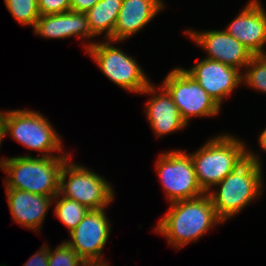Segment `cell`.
Wrapping results in <instances>:
<instances>
[{
    "label": "cell",
    "instance_id": "6da1fadb",
    "mask_svg": "<svg viewBox=\"0 0 266 266\" xmlns=\"http://www.w3.org/2000/svg\"><path fill=\"white\" fill-rule=\"evenodd\" d=\"M223 223L207 193L193 199L170 203L169 211L159 220L156 232L174 248L184 247L202 237L212 226Z\"/></svg>",
    "mask_w": 266,
    "mask_h": 266
},
{
    "label": "cell",
    "instance_id": "7a4b0ae2",
    "mask_svg": "<svg viewBox=\"0 0 266 266\" xmlns=\"http://www.w3.org/2000/svg\"><path fill=\"white\" fill-rule=\"evenodd\" d=\"M260 157L248 150V157L208 191L218 218L224 222L241 212L250 202L261 196L263 190Z\"/></svg>",
    "mask_w": 266,
    "mask_h": 266
},
{
    "label": "cell",
    "instance_id": "3957f363",
    "mask_svg": "<svg viewBox=\"0 0 266 266\" xmlns=\"http://www.w3.org/2000/svg\"><path fill=\"white\" fill-rule=\"evenodd\" d=\"M61 155V156H60ZM32 157L30 155L0 158V169L6 176L5 189L24 190L30 193L55 197L59 193L60 173L70 155Z\"/></svg>",
    "mask_w": 266,
    "mask_h": 266
},
{
    "label": "cell",
    "instance_id": "277c9868",
    "mask_svg": "<svg viewBox=\"0 0 266 266\" xmlns=\"http://www.w3.org/2000/svg\"><path fill=\"white\" fill-rule=\"evenodd\" d=\"M200 148L190 156L197 181L205 193L221 182L248 157L245 143L228 134H220V136L209 139Z\"/></svg>",
    "mask_w": 266,
    "mask_h": 266
},
{
    "label": "cell",
    "instance_id": "5b68a950",
    "mask_svg": "<svg viewBox=\"0 0 266 266\" xmlns=\"http://www.w3.org/2000/svg\"><path fill=\"white\" fill-rule=\"evenodd\" d=\"M0 119L4 128V136L9 134L14 140L44 154L40 157H54L53 151L62 152V141L47 118L32 110L1 111Z\"/></svg>",
    "mask_w": 266,
    "mask_h": 266
},
{
    "label": "cell",
    "instance_id": "8992f818",
    "mask_svg": "<svg viewBox=\"0 0 266 266\" xmlns=\"http://www.w3.org/2000/svg\"><path fill=\"white\" fill-rule=\"evenodd\" d=\"M69 160L64 163L60 173L59 194L81 203L89 210L106 208L115 198L110 183L88 168Z\"/></svg>",
    "mask_w": 266,
    "mask_h": 266
},
{
    "label": "cell",
    "instance_id": "52a82bcc",
    "mask_svg": "<svg viewBox=\"0 0 266 266\" xmlns=\"http://www.w3.org/2000/svg\"><path fill=\"white\" fill-rule=\"evenodd\" d=\"M111 43V40L86 43V51L109 80L127 91L141 94L151 83L144 70L133 57Z\"/></svg>",
    "mask_w": 266,
    "mask_h": 266
},
{
    "label": "cell",
    "instance_id": "ba28073f",
    "mask_svg": "<svg viewBox=\"0 0 266 266\" xmlns=\"http://www.w3.org/2000/svg\"><path fill=\"white\" fill-rule=\"evenodd\" d=\"M156 169L170 203L205 194L197 181L190 153L181 150L161 153Z\"/></svg>",
    "mask_w": 266,
    "mask_h": 266
},
{
    "label": "cell",
    "instance_id": "9c48e42d",
    "mask_svg": "<svg viewBox=\"0 0 266 266\" xmlns=\"http://www.w3.org/2000/svg\"><path fill=\"white\" fill-rule=\"evenodd\" d=\"M162 86L171 95L186 124L194 116L211 117L219 114L221 107L184 68L171 70Z\"/></svg>",
    "mask_w": 266,
    "mask_h": 266
},
{
    "label": "cell",
    "instance_id": "30bf717a",
    "mask_svg": "<svg viewBox=\"0 0 266 266\" xmlns=\"http://www.w3.org/2000/svg\"><path fill=\"white\" fill-rule=\"evenodd\" d=\"M110 223L106 217L105 208L89 210L81 222L70 232L72 240L65 241L79 257L100 259L103 249L109 239Z\"/></svg>",
    "mask_w": 266,
    "mask_h": 266
},
{
    "label": "cell",
    "instance_id": "8fae6325",
    "mask_svg": "<svg viewBox=\"0 0 266 266\" xmlns=\"http://www.w3.org/2000/svg\"><path fill=\"white\" fill-rule=\"evenodd\" d=\"M197 45L207 52V59L241 70L251 61L254 55L242 43L229 35L225 30H207L196 32L186 30ZM241 68V69H240Z\"/></svg>",
    "mask_w": 266,
    "mask_h": 266
},
{
    "label": "cell",
    "instance_id": "7c38bea8",
    "mask_svg": "<svg viewBox=\"0 0 266 266\" xmlns=\"http://www.w3.org/2000/svg\"><path fill=\"white\" fill-rule=\"evenodd\" d=\"M221 107L224 97L242 82V72L219 61L204 58L190 69H184Z\"/></svg>",
    "mask_w": 266,
    "mask_h": 266
},
{
    "label": "cell",
    "instance_id": "4fadbf2b",
    "mask_svg": "<svg viewBox=\"0 0 266 266\" xmlns=\"http://www.w3.org/2000/svg\"><path fill=\"white\" fill-rule=\"evenodd\" d=\"M225 31L249 49L254 56L266 55V10L259 0H250Z\"/></svg>",
    "mask_w": 266,
    "mask_h": 266
},
{
    "label": "cell",
    "instance_id": "5bb4252c",
    "mask_svg": "<svg viewBox=\"0 0 266 266\" xmlns=\"http://www.w3.org/2000/svg\"><path fill=\"white\" fill-rule=\"evenodd\" d=\"M159 90L160 92L157 93ZM156 92V93H155ZM150 94L152 97L147 101L146 117L157 137L179 131L187 124L182 120L178 107L173 102L167 90L160 86L159 89L150 83L141 94ZM152 93V94H151Z\"/></svg>",
    "mask_w": 266,
    "mask_h": 266
},
{
    "label": "cell",
    "instance_id": "9a60e30c",
    "mask_svg": "<svg viewBox=\"0 0 266 266\" xmlns=\"http://www.w3.org/2000/svg\"><path fill=\"white\" fill-rule=\"evenodd\" d=\"M12 218L26 229L39 231L54 197L5 189Z\"/></svg>",
    "mask_w": 266,
    "mask_h": 266
},
{
    "label": "cell",
    "instance_id": "2e32d148",
    "mask_svg": "<svg viewBox=\"0 0 266 266\" xmlns=\"http://www.w3.org/2000/svg\"><path fill=\"white\" fill-rule=\"evenodd\" d=\"M164 5L162 0H123L113 31V43L139 32L165 8Z\"/></svg>",
    "mask_w": 266,
    "mask_h": 266
},
{
    "label": "cell",
    "instance_id": "e0dca14e",
    "mask_svg": "<svg viewBox=\"0 0 266 266\" xmlns=\"http://www.w3.org/2000/svg\"><path fill=\"white\" fill-rule=\"evenodd\" d=\"M34 33L48 39H65L72 36L90 39L95 36L86 14L73 10L60 14L40 15Z\"/></svg>",
    "mask_w": 266,
    "mask_h": 266
},
{
    "label": "cell",
    "instance_id": "ac0fdd59",
    "mask_svg": "<svg viewBox=\"0 0 266 266\" xmlns=\"http://www.w3.org/2000/svg\"><path fill=\"white\" fill-rule=\"evenodd\" d=\"M122 2L123 0H99L85 13L95 36L104 32V38L113 42V31Z\"/></svg>",
    "mask_w": 266,
    "mask_h": 266
},
{
    "label": "cell",
    "instance_id": "d6986e66",
    "mask_svg": "<svg viewBox=\"0 0 266 266\" xmlns=\"http://www.w3.org/2000/svg\"><path fill=\"white\" fill-rule=\"evenodd\" d=\"M57 200V201H56ZM55 201V215L68 228L69 233L81 222L89 209L75 200L57 194Z\"/></svg>",
    "mask_w": 266,
    "mask_h": 266
},
{
    "label": "cell",
    "instance_id": "ffe728a7",
    "mask_svg": "<svg viewBox=\"0 0 266 266\" xmlns=\"http://www.w3.org/2000/svg\"><path fill=\"white\" fill-rule=\"evenodd\" d=\"M10 14L23 26H33L40 16L37 0H4Z\"/></svg>",
    "mask_w": 266,
    "mask_h": 266
},
{
    "label": "cell",
    "instance_id": "44dd1931",
    "mask_svg": "<svg viewBox=\"0 0 266 266\" xmlns=\"http://www.w3.org/2000/svg\"><path fill=\"white\" fill-rule=\"evenodd\" d=\"M246 67V72H242V83L266 93V55L254 56Z\"/></svg>",
    "mask_w": 266,
    "mask_h": 266
},
{
    "label": "cell",
    "instance_id": "7402d4cb",
    "mask_svg": "<svg viewBox=\"0 0 266 266\" xmlns=\"http://www.w3.org/2000/svg\"><path fill=\"white\" fill-rule=\"evenodd\" d=\"M52 251L49 248L48 266H78L83 261L65 241Z\"/></svg>",
    "mask_w": 266,
    "mask_h": 266
},
{
    "label": "cell",
    "instance_id": "603a6c76",
    "mask_svg": "<svg viewBox=\"0 0 266 266\" xmlns=\"http://www.w3.org/2000/svg\"><path fill=\"white\" fill-rule=\"evenodd\" d=\"M40 15L60 14L71 10L70 0H37Z\"/></svg>",
    "mask_w": 266,
    "mask_h": 266
},
{
    "label": "cell",
    "instance_id": "cb8c5ba5",
    "mask_svg": "<svg viewBox=\"0 0 266 266\" xmlns=\"http://www.w3.org/2000/svg\"><path fill=\"white\" fill-rule=\"evenodd\" d=\"M49 247L43 245L23 266H48Z\"/></svg>",
    "mask_w": 266,
    "mask_h": 266
},
{
    "label": "cell",
    "instance_id": "d4e9b609",
    "mask_svg": "<svg viewBox=\"0 0 266 266\" xmlns=\"http://www.w3.org/2000/svg\"><path fill=\"white\" fill-rule=\"evenodd\" d=\"M99 0H70L71 10L86 13L91 9Z\"/></svg>",
    "mask_w": 266,
    "mask_h": 266
},
{
    "label": "cell",
    "instance_id": "484cf974",
    "mask_svg": "<svg viewBox=\"0 0 266 266\" xmlns=\"http://www.w3.org/2000/svg\"><path fill=\"white\" fill-rule=\"evenodd\" d=\"M100 259H88L85 260V266H109L108 263L105 262V260Z\"/></svg>",
    "mask_w": 266,
    "mask_h": 266
},
{
    "label": "cell",
    "instance_id": "4316f807",
    "mask_svg": "<svg viewBox=\"0 0 266 266\" xmlns=\"http://www.w3.org/2000/svg\"><path fill=\"white\" fill-rule=\"evenodd\" d=\"M258 141L262 150L266 152V128L261 132Z\"/></svg>",
    "mask_w": 266,
    "mask_h": 266
},
{
    "label": "cell",
    "instance_id": "83f0119b",
    "mask_svg": "<svg viewBox=\"0 0 266 266\" xmlns=\"http://www.w3.org/2000/svg\"><path fill=\"white\" fill-rule=\"evenodd\" d=\"M5 138L4 136V128L2 124V120L0 119V144L2 143V140Z\"/></svg>",
    "mask_w": 266,
    "mask_h": 266
},
{
    "label": "cell",
    "instance_id": "f1b7e54d",
    "mask_svg": "<svg viewBox=\"0 0 266 266\" xmlns=\"http://www.w3.org/2000/svg\"><path fill=\"white\" fill-rule=\"evenodd\" d=\"M78 266H85V261H82Z\"/></svg>",
    "mask_w": 266,
    "mask_h": 266
}]
</instances>
